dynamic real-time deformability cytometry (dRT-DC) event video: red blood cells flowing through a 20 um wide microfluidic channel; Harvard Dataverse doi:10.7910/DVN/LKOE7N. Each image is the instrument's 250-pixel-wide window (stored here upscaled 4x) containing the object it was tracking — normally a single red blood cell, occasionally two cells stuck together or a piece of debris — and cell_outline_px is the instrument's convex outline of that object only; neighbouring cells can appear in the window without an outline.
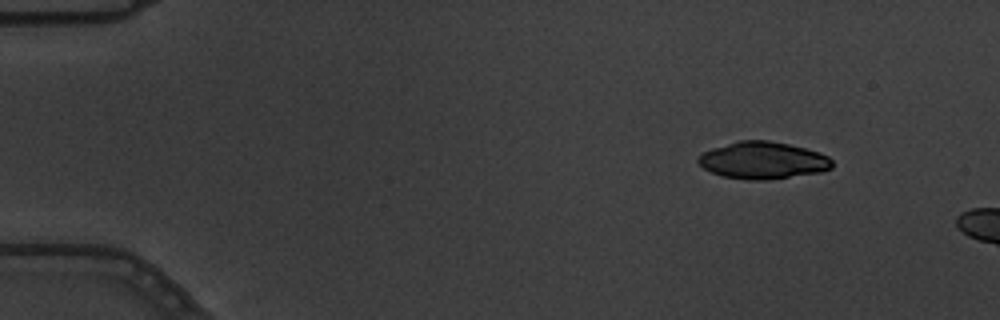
{"species": "common noctule bat (a hibernating species)", "species_latin": "Nyctalus noctula", "temperature_condition": "warm", "stored_images_in_passage": 3, "camera_frame_rate_fps": 3000, "um_per_image_px": 0.085, "animal": {"sex": "male", "body_mass_g": 19.5, "forearm_length_mm": 54.6}, "frame": {"image": 1, "passage_image": 1, "time_ms": 0.0, "image_size_px": [1000, 320], "cell_outline_px": [[832, 168], [820, 172], [768, 180], [748, 180], [724, 176], [712, 172], [704, 168], [696, 160], [696, 156], [712, 148], [740, 140], [768, 140], [788, 144], [820, 152], [828, 156], [832, 160]], "centroid_in_image_um": [64.84, 13.63], "position_along_channel_um": 20.2, "area_um2": 28.9}}